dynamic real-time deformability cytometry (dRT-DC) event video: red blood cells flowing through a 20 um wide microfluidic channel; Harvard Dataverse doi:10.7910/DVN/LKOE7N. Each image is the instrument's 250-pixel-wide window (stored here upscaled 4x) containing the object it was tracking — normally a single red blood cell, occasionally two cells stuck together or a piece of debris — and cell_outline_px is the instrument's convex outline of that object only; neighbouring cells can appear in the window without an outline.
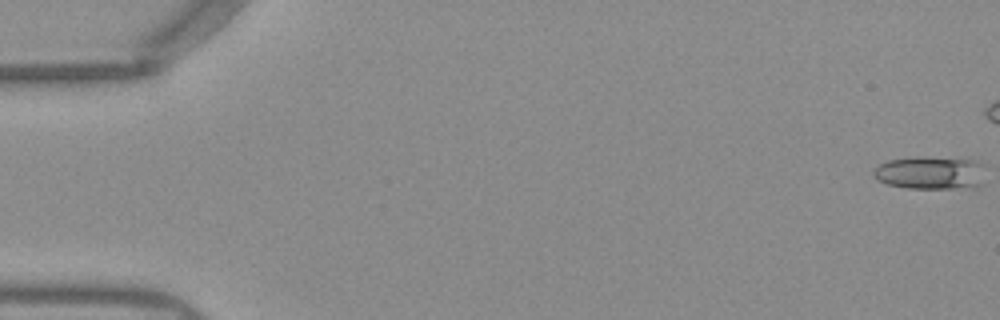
{"species": "Egyptian fruit bat (a non-hibernating species)", "species_latin": "Rousettus aegyptiacus", "temperature_condition": "warm", "stored_images_in_passage": 43, "camera_frame_rate_fps": 3000, "um_per_image_px": 0.085, "frame": {"image": 1, "passage_image": 1, "time_ms": 0.0, "image_size_px": [1000, 320], "cell_outline_px": [[984, 164], [980, 184], [952, 188], [908, 188], [888, 184], [876, 180], [872, 176], [872, 172], [876, 164], [888, 160], [916, 156], [924, 156], [976, 160]], "centroid_in_image_um": [78.98, 14.65], "position_along_channel_um": 6.0, "area_um2": 21.62}}
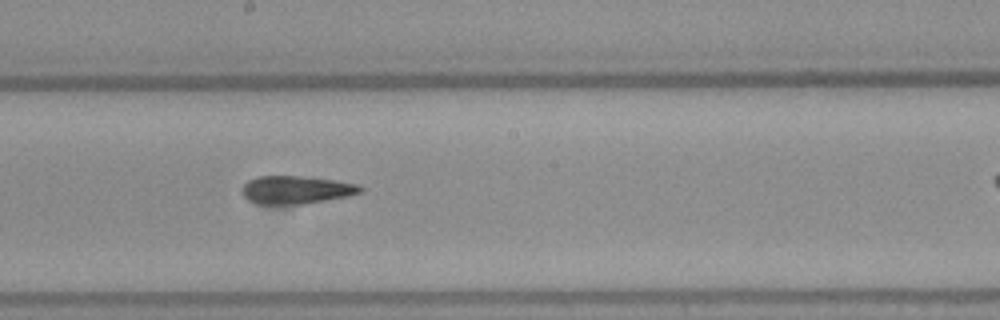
{"frame": {"image": 2, "passage_image": 29, "time_ms": 9.333, "image_size_px": [1000, 320], "cell_outline_px": [[364, 192], [348, 196], [304, 204], [256, 204], [248, 200], [240, 192], [240, 188], [248, 180], [256, 176], [300, 176], [336, 180], [360, 184], [364, 188]], "centroid_in_image_um": [25.17, 16.13], "position_along_channel_um": 223.0, "area_um2": 19.65}}
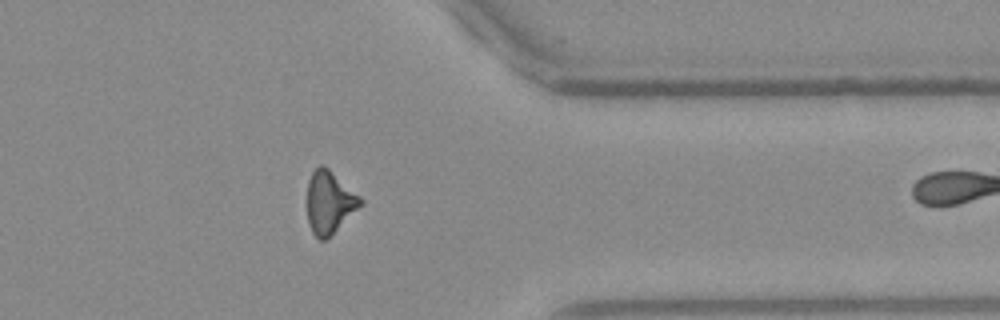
{"frame": {"image": 3, "passage_image": 42, "time_ms": 13.667, "image_size_px": [1000, 320], "cell_outline_px": [[364, 204], [328, 240], [320, 240], [312, 232], [308, 224], [308, 180], [312, 172], [320, 164], [324, 164], [360, 196], [364, 200]], "centroid_in_image_um": [28.03, 17.22], "position_along_channel_um": 383.4, "area_um2": 19.77}}